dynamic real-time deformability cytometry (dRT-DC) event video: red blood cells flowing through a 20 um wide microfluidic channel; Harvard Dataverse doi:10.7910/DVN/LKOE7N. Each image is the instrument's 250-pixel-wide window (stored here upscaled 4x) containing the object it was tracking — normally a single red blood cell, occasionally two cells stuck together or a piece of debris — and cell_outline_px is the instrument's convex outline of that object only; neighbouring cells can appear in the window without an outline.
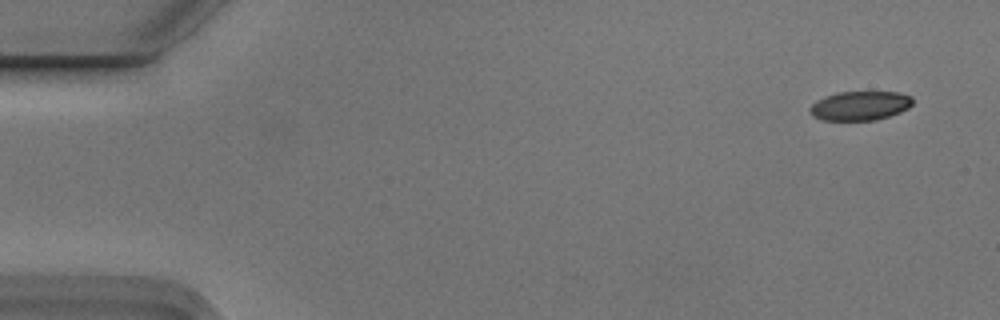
{"species": "Egyptian fruit bat (a non-hibernating species)", "species_latin": "Rousettus aegyptiacus", "temperature_condition": "cold", "stored_images_in_passage": 6, "camera_frame_rate_fps": 3000, "um_per_image_px": 0.085, "animal": {"sex": "male"}, "frame": {"image": 1, "passage_image": 1, "time_ms": 0.0, "image_size_px": [1000, 320], "cell_outline_px": [[912, 104], [908, 108], [900, 112], [876, 120], [820, 120], [812, 116], [808, 112], [808, 108], [816, 100], [824, 96], [836, 92], [896, 92], [912, 96]], "centroid_in_image_um": [73.04, 8.99], "position_along_channel_um": 12.0, "area_um2": 17.63}}
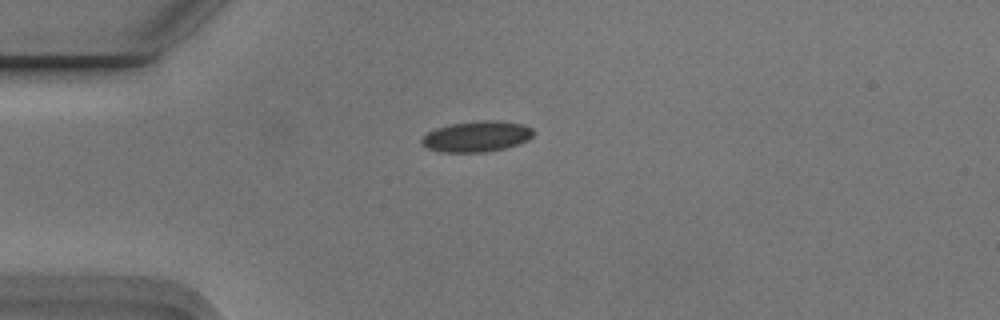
{"frame": {"image": 2, "passage_image": 4, "time_ms": 1.0, "image_size_px": [1000, 320], "cell_outline_px": [[532, 136], [528, 140], [504, 148], [484, 152], [440, 152], [428, 148], [420, 144], [420, 140], [428, 132], [436, 128], [452, 124], [480, 120], [500, 120], [524, 124], [532, 128]], "centroid_in_image_um": [40.5, 11.59], "position_along_channel_um": 44.5, "area_um2": 20.0}}